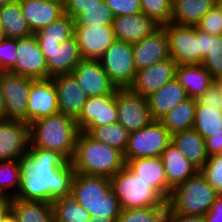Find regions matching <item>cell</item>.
I'll use <instances>...</instances> for the list:
<instances>
[{"label": "cell", "instance_id": "obj_1", "mask_svg": "<svg viewBox=\"0 0 222 222\" xmlns=\"http://www.w3.org/2000/svg\"><path fill=\"white\" fill-rule=\"evenodd\" d=\"M20 188L16 199L45 201L71 195L75 171L56 151L29 147L20 159Z\"/></svg>", "mask_w": 222, "mask_h": 222}, {"label": "cell", "instance_id": "obj_2", "mask_svg": "<svg viewBox=\"0 0 222 222\" xmlns=\"http://www.w3.org/2000/svg\"><path fill=\"white\" fill-rule=\"evenodd\" d=\"M75 173L113 177L125 166L123 153L79 131L72 160Z\"/></svg>", "mask_w": 222, "mask_h": 222}, {"label": "cell", "instance_id": "obj_3", "mask_svg": "<svg viewBox=\"0 0 222 222\" xmlns=\"http://www.w3.org/2000/svg\"><path fill=\"white\" fill-rule=\"evenodd\" d=\"M71 195L92 218L116 222L121 208L111 188L110 178L75 173L71 183Z\"/></svg>", "mask_w": 222, "mask_h": 222}, {"label": "cell", "instance_id": "obj_4", "mask_svg": "<svg viewBox=\"0 0 222 222\" xmlns=\"http://www.w3.org/2000/svg\"><path fill=\"white\" fill-rule=\"evenodd\" d=\"M79 130L74 118L57 113L38 119L30 124V145L56 151L71 161Z\"/></svg>", "mask_w": 222, "mask_h": 222}, {"label": "cell", "instance_id": "obj_5", "mask_svg": "<svg viewBox=\"0 0 222 222\" xmlns=\"http://www.w3.org/2000/svg\"><path fill=\"white\" fill-rule=\"evenodd\" d=\"M110 182L121 210L168 206L167 200L151 183L139 178L126 164Z\"/></svg>", "mask_w": 222, "mask_h": 222}, {"label": "cell", "instance_id": "obj_6", "mask_svg": "<svg viewBox=\"0 0 222 222\" xmlns=\"http://www.w3.org/2000/svg\"><path fill=\"white\" fill-rule=\"evenodd\" d=\"M219 194L198 172L176 186L167 200L169 208L183 215L204 216Z\"/></svg>", "mask_w": 222, "mask_h": 222}, {"label": "cell", "instance_id": "obj_7", "mask_svg": "<svg viewBox=\"0 0 222 222\" xmlns=\"http://www.w3.org/2000/svg\"><path fill=\"white\" fill-rule=\"evenodd\" d=\"M170 143V132L159 120H153L144 128L130 132L127 148L123 154L125 163L135 158L161 157Z\"/></svg>", "mask_w": 222, "mask_h": 222}, {"label": "cell", "instance_id": "obj_8", "mask_svg": "<svg viewBox=\"0 0 222 222\" xmlns=\"http://www.w3.org/2000/svg\"><path fill=\"white\" fill-rule=\"evenodd\" d=\"M103 69L117 88H129L135 81L132 44L115 40L99 59Z\"/></svg>", "mask_w": 222, "mask_h": 222}, {"label": "cell", "instance_id": "obj_9", "mask_svg": "<svg viewBox=\"0 0 222 222\" xmlns=\"http://www.w3.org/2000/svg\"><path fill=\"white\" fill-rule=\"evenodd\" d=\"M168 36L171 58L179 64H201L200 30L196 26L176 25L162 26Z\"/></svg>", "mask_w": 222, "mask_h": 222}, {"label": "cell", "instance_id": "obj_10", "mask_svg": "<svg viewBox=\"0 0 222 222\" xmlns=\"http://www.w3.org/2000/svg\"><path fill=\"white\" fill-rule=\"evenodd\" d=\"M31 78L0 71V86L4 96L5 115L8 120L27 123V107Z\"/></svg>", "mask_w": 222, "mask_h": 222}, {"label": "cell", "instance_id": "obj_11", "mask_svg": "<svg viewBox=\"0 0 222 222\" xmlns=\"http://www.w3.org/2000/svg\"><path fill=\"white\" fill-rule=\"evenodd\" d=\"M115 98L118 122L129 133L138 131L153 121L147 97L134 93L130 88H118Z\"/></svg>", "mask_w": 222, "mask_h": 222}, {"label": "cell", "instance_id": "obj_12", "mask_svg": "<svg viewBox=\"0 0 222 222\" xmlns=\"http://www.w3.org/2000/svg\"><path fill=\"white\" fill-rule=\"evenodd\" d=\"M78 130L89 133L94 127L118 122L115 94L87 97L75 119Z\"/></svg>", "mask_w": 222, "mask_h": 222}, {"label": "cell", "instance_id": "obj_13", "mask_svg": "<svg viewBox=\"0 0 222 222\" xmlns=\"http://www.w3.org/2000/svg\"><path fill=\"white\" fill-rule=\"evenodd\" d=\"M31 79L50 78L46 58L40 49L35 34L17 39V59L9 71Z\"/></svg>", "mask_w": 222, "mask_h": 222}, {"label": "cell", "instance_id": "obj_14", "mask_svg": "<svg viewBox=\"0 0 222 222\" xmlns=\"http://www.w3.org/2000/svg\"><path fill=\"white\" fill-rule=\"evenodd\" d=\"M59 113L56 86L52 77L32 79L29 86L27 123Z\"/></svg>", "mask_w": 222, "mask_h": 222}, {"label": "cell", "instance_id": "obj_15", "mask_svg": "<svg viewBox=\"0 0 222 222\" xmlns=\"http://www.w3.org/2000/svg\"><path fill=\"white\" fill-rule=\"evenodd\" d=\"M30 145V125L23 121H0V161L17 160L26 155Z\"/></svg>", "mask_w": 222, "mask_h": 222}, {"label": "cell", "instance_id": "obj_16", "mask_svg": "<svg viewBox=\"0 0 222 222\" xmlns=\"http://www.w3.org/2000/svg\"><path fill=\"white\" fill-rule=\"evenodd\" d=\"M71 74L87 97L116 94L118 89L110 80L99 60H82Z\"/></svg>", "mask_w": 222, "mask_h": 222}, {"label": "cell", "instance_id": "obj_17", "mask_svg": "<svg viewBox=\"0 0 222 222\" xmlns=\"http://www.w3.org/2000/svg\"><path fill=\"white\" fill-rule=\"evenodd\" d=\"M74 36L83 60H99L116 40L112 26H74Z\"/></svg>", "mask_w": 222, "mask_h": 222}, {"label": "cell", "instance_id": "obj_18", "mask_svg": "<svg viewBox=\"0 0 222 222\" xmlns=\"http://www.w3.org/2000/svg\"><path fill=\"white\" fill-rule=\"evenodd\" d=\"M132 49L137 71L171 58L168 36L162 26L151 35L132 44Z\"/></svg>", "mask_w": 222, "mask_h": 222}, {"label": "cell", "instance_id": "obj_19", "mask_svg": "<svg viewBox=\"0 0 222 222\" xmlns=\"http://www.w3.org/2000/svg\"><path fill=\"white\" fill-rule=\"evenodd\" d=\"M177 63L169 58L137 71L134 83L129 87L134 93L148 97L166 83L175 79Z\"/></svg>", "mask_w": 222, "mask_h": 222}, {"label": "cell", "instance_id": "obj_20", "mask_svg": "<svg viewBox=\"0 0 222 222\" xmlns=\"http://www.w3.org/2000/svg\"><path fill=\"white\" fill-rule=\"evenodd\" d=\"M160 27L152 18L144 13L114 16L112 28L116 40L135 44L151 35Z\"/></svg>", "mask_w": 222, "mask_h": 222}, {"label": "cell", "instance_id": "obj_21", "mask_svg": "<svg viewBox=\"0 0 222 222\" xmlns=\"http://www.w3.org/2000/svg\"><path fill=\"white\" fill-rule=\"evenodd\" d=\"M56 86L59 113L76 119L87 96L72 74H60L52 77Z\"/></svg>", "mask_w": 222, "mask_h": 222}, {"label": "cell", "instance_id": "obj_22", "mask_svg": "<svg viewBox=\"0 0 222 222\" xmlns=\"http://www.w3.org/2000/svg\"><path fill=\"white\" fill-rule=\"evenodd\" d=\"M41 51L46 58L48 74L51 77L71 74L73 69L83 60L75 36L57 45L56 48L41 49Z\"/></svg>", "mask_w": 222, "mask_h": 222}, {"label": "cell", "instance_id": "obj_23", "mask_svg": "<svg viewBox=\"0 0 222 222\" xmlns=\"http://www.w3.org/2000/svg\"><path fill=\"white\" fill-rule=\"evenodd\" d=\"M161 159L167 178L169 199L172 190L189 177L197 174L199 169L188 161L173 143H170L162 152Z\"/></svg>", "mask_w": 222, "mask_h": 222}, {"label": "cell", "instance_id": "obj_24", "mask_svg": "<svg viewBox=\"0 0 222 222\" xmlns=\"http://www.w3.org/2000/svg\"><path fill=\"white\" fill-rule=\"evenodd\" d=\"M19 1L23 15L33 34L65 14V8L62 5L49 0Z\"/></svg>", "mask_w": 222, "mask_h": 222}, {"label": "cell", "instance_id": "obj_25", "mask_svg": "<svg viewBox=\"0 0 222 222\" xmlns=\"http://www.w3.org/2000/svg\"><path fill=\"white\" fill-rule=\"evenodd\" d=\"M187 98H189L187 91L176 79L166 83L158 91L147 97L153 120H160L176 105Z\"/></svg>", "mask_w": 222, "mask_h": 222}, {"label": "cell", "instance_id": "obj_26", "mask_svg": "<svg viewBox=\"0 0 222 222\" xmlns=\"http://www.w3.org/2000/svg\"><path fill=\"white\" fill-rule=\"evenodd\" d=\"M175 79L187 91L189 98H199L214 82L202 64H179L176 67Z\"/></svg>", "mask_w": 222, "mask_h": 222}, {"label": "cell", "instance_id": "obj_27", "mask_svg": "<svg viewBox=\"0 0 222 222\" xmlns=\"http://www.w3.org/2000/svg\"><path fill=\"white\" fill-rule=\"evenodd\" d=\"M126 165L168 200V183L161 157L130 159Z\"/></svg>", "mask_w": 222, "mask_h": 222}, {"label": "cell", "instance_id": "obj_28", "mask_svg": "<svg viewBox=\"0 0 222 222\" xmlns=\"http://www.w3.org/2000/svg\"><path fill=\"white\" fill-rule=\"evenodd\" d=\"M171 143L199 170L206 163L208 155L205 150V139L196 130L191 129L172 134Z\"/></svg>", "mask_w": 222, "mask_h": 222}, {"label": "cell", "instance_id": "obj_29", "mask_svg": "<svg viewBox=\"0 0 222 222\" xmlns=\"http://www.w3.org/2000/svg\"><path fill=\"white\" fill-rule=\"evenodd\" d=\"M217 0H172L171 23L195 26Z\"/></svg>", "mask_w": 222, "mask_h": 222}, {"label": "cell", "instance_id": "obj_30", "mask_svg": "<svg viewBox=\"0 0 222 222\" xmlns=\"http://www.w3.org/2000/svg\"><path fill=\"white\" fill-rule=\"evenodd\" d=\"M74 20L64 14L35 34L40 49H53L74 36Z\"/></svg>", "mask_w": 222, "mask_h": 222}, {"label": "cell", "instance_id": "obj_31", "mask_svg": "<svg viewBox=\"0 0 222 222\" xmlns=\"http://www.w3.org/2000/svg\"><path fill=\"white\" fill-rule=\"evenodd\" d=\"M10 211L16 222H54L49 202L11 198Z\"/></svg>", "mask_w": 222, "mask_h": 222}, {"label": "cell", "instance_id": "obj_32", "mask_svg": "<svg viewBox=\"0 0 222 222\" xmlns=\"http://www.w3.org/2000/svg\"><path fill=\"white\" fill-rule=\"evenodd\" d=\"M0 24L6 38L19 39L33 34L23 15L19 0L0 7Z\"/></svg>", "mask_w": 222, "mask_h": 222}, {"label": "cell", "instance_id": "obj_33", "mask_svg": "<svg viewBox=\"0 0 222 222\" xmlns=\"http://www.w3.org/2000/svg\"><path fill=\"white\" fill-rule=\"evenodd\" d=\"M201 64L215 79L222 78V34L210 35L200 30Z\"/></svg>", "mask_w": 222, "mask_h": 222}, {"label": "cell", "instance_id": "obj_34", "mask_svg": "<svg viewBox=\"0 0 222 222\" xmlns=\"http://www.w3.org/2000/svg\"><path fill=\"white\" fill-rule=\"evenodd\" d=\"M196 106L197 99L187 98L165 114L159 121L171 135L191 130L194 125Z\"/></svg>", "mask_w": 222, "mask_h": 222}, {"label": "cell", "instance_id": "obj_35", "mask_svg": "<svg viewBox=\"0 0 222 222\" xmlns=\"http://www.w3.org/2000/svg\"><path fill=\"white\" fill-rule=\"evenodd\" d=\"M54 222H90L89 212L72 195L55 199L52 203Z\"/></svg>", "mask_w": 222, "mask_h": 222}, {"label": "cell", "instance_id": "obj_36", "mask_svg": "<svg viewBox=\"0 0 222 222\" xmlns=\"http://www.w3.org/2000/svg\"><path fill=\"white\" fill-rule=\"evenodd\" d=\"M192 129L196 130L204 139L221 132L222 110L201 105L197 101L195 120Z\"/></svg>", "mask_w": 222, "mask_h": 222}, {"label": "cell", "instance_id": "obj_37", "mask_svg": "<svg viewBox=\"0 0 222 222\" xmlns=\"http://www.w3.org/2000/svg\"><path fill=\"white\" fill-rule=\"evenodd\" d=\"M88 134L95 140L116 148L124 154L130 133L117 122L94 127Z\"/></svg>", "mask_w": 222, "mask_h": 222}, {"label": "cell", "instance_id": "obj_38", "mask_svg": "<svg viewBox=\"0 0 222 222\" xmlns=\"http://www.w3.org/2000/svg\"><path fill=\"white\" fill-rule=\"evenodd\" d=\"M114 14L104 0L99 5L87 8L74 19V26H112Z\"/></svg>", "mask_w": 222, "mask_h": 222}, {"label": "cell", "instance_id": "obj_39", "mask_svg": "<svg viewBox=\"0 0 222 222\" xmlns=\"http://www.w3.org/2000/svg\"><path fill=\"white\" fill-rule=\"evenodd\" d=\"M169 206L121 210L116 222H165Z\"/></svg>", "mask_w": 222, "mask_h": 222}, {"label": "cell", "instance_id": "obj_40", "mask_svg": "<svg viewBox=\"0 0 222 222\" xmlns=\"http://www.w3.org/2000/svg\"><path fill=\"white\" fill-rule=\"evenodd\" d=\"M0 187L11 198H14L17 195L20 188L19 159L0 161Z\"/></svg>", "mask_w": 222, "mask_h": 222}, {"label": "cell", "instance_id": "obj_41", "mask_svg": "<svg viewBox=\"0 0 222 222\" xmlns=\"http://www.w3.org/2000/svg\"><path fill=\"white\" fill-rule=\"evenodd\" d=\"M142 13L163 26L171 22L172 0H140Z\"/></svg>", "mask_w": 222, "mask_h": 222}, {"label": "cell", "instance_id": "obj_42", "mask_svg": "<svg viewBox=\"0 0 222 222\" xmlns=\"http://www.w3.org/2000/svg\"><path fill=\"white\" fill-rule=\"evenodd\" d=\"M206 182L222 195V155L213 154L208 156L204 166L199 170Z\"/></svg>", "mask_w": 222, "mask_h": 222}, {"label": "cell", "instance_id": "obj_43", "mask_svg": "<svg viewBox=\"0 0 222 222\" xmlns=\"http://www.w3.org/2000/svg\"><path fill=\"white\" fill-rule=\"evenodd\" d=\"M195 26L210 35L222 34V16L219 7L215 5Z\"/></svg>", "mask_w": 222, "mask_h": 222}, {"label": "cell", "instance_id": "obj_44", "mask_svg": "<svg viewBox=\"0 0 222 222\" xmlns=\"http://www.w3.org/2000/svg\"><path fill=\"white\" fill-rule=\"evenodd\" d=\"M17 59V39L5 38L0 41V71H10Z\"/></svg>", "mask_w": 222, "mask_h": 222}, {"label": "cell", "instance_id": "obj_45", "mask_svg": "<svg viewBox=\"0 0 222 222\" xmlns=\"http://www.w3.org/2000/svg\"><path fill=\"white\" fill-rule=\"evenodd\" d=\"M114 16L142 13L140 0H104Z\"/></svg>", "mask_w": 222, "mask_h": 222}, {"label": "cell", "instance_id": "obj_46", "mask_svg": "<svg viewBox=\"0 0 222 222\" xmlns=\"http://www.w3.org/2000/svg\"><path fill=\"white\" fill-rule=\"evenodd\" d=\"M197 101L201 105L222 110V90L220 85L215 81L199 98H197Z\"/></svg>", "mask_w": 222, "mask_h": 222}, {"label": "cell", "instance_id": "obj_47", "mask_svg": "<svg viewBox=\"0 0 222 222\" xmlns=\"http://www.w3.org/2000/svg\"><path fill=\"white\" fill-rule=\"evenodd\" d=\"M102 0H68L65 8V14L70 16L73 20L83 13L87 8L99 5Z\"/></svg>", "mask_w": 222, "mask_h": 222}, {"label": "cell", "instance_id": "obj_48", "mask_svg": "<svg viewBox=\"0 0 222 222\" xmlns=\"http://www.w3.org/2000/svg\"><path fill=\"white\" fill-rule=\"evenodd\" d=\"M205 222H222V195L213 201L210 210L204 215Z\"/></svg>", "mask_w": 222, "mask_h": 222}, {"label": "cell", "instance_id": "obj_49", "mask_svg": "<svg viewBox=\"0 0 222 222\" xmlns=\"http://www.w3.org/2000/svg\"><path fill=\"white\" fill-rule=\"evenodd\" d=\"M205 150L208 156L213 154L222 155V129L221 132L205 139Z\"/></svg>", "mask_w": 222, "mask_h": 222}, {"label": "cell", "instance_id": "obj_50", "mask_svg": "<svg viewBox=\"0 0 222 222\" xmlns=\"http://www.w3.org/2000/svg\"><path fill=\"white\" fill-rule=\"evenodd\" d=\"M165 222H205L204 216L183 215L173 212L168 207V213Z\"/></svg>", "mask_w": 222, "mask_h": 222}, {"label": "cell", "instance_id": "obj_51", "mask_svg": "<svg viewBox=\"0 0 222 222\" xmlns=\"http://www.w3.org/2000/svg\"><path fill=\"white\" fill-rule=\"evenodd\" d=\"M6 115H5V103H4V96L1 90L0 86V121L5 120Z\"/></svg>", "mask_w": 222, "mask_h": 222}, {"label": "cell", "instance_id": "obj_52", "mask_svg": "<svg viewBox=\"0 0 222 222\" xmlns=\"http://www.w3.org/2000/svg\"><path fill=\"white\" fill-rule=\"evenodd\" d=\"M0 204H11V197L0 187Z\"/></svg>", "mask_w": 222, "mask_h": 222}, {"label": "cell", "instance_id": "obj_53", "mask_svg": "<svg viewBox=\"0 0 222 222\" xmlns=\"http://www.w3.org/2000/svg\"><path fill=\"white\" fill-rule=\"evenodd\" d=\"M10 211V204H0V221Z\"/></svg>", "mask_w": 222, "mask_h": 222}, {"label": "cell", "instance_id": "obj_54", "mask_svg": "<svg viewBox=\"0 0 222 222\" xmlns=\"http://www.w3.org/2000/svg\"><path fill=\"white\" fill-rule=\"evenodd\" d=\"M0 222H16L15 216L9 211Z\"/></svg>", "mask_w": 222, "mask_h": 222}, {"label": "cell", "instance_id": "obj_55", "mask_svg": "<svg viewBox=\"0 0 222 222\" xmlns=\"http://www.w3.org/2000/svg\"><path fill=\"white\" fill-rule=\"evenodd\" d=\"M49 1L56 2L60 5H62L63 7H65L68 3V0H49Z\"/></svg>", "mask_w": 222, "mask_h": 222}, {"label": "cell", "instance_id": "obj_56", "mask_svg": "<svg viewBox=\"0 0 222 222\" xmlns=\"http://www.w3.org/2000/svg\"><path fill=\"white\" fill-rule=\"evenodd\" d=\"M90 222H113L112 220H102V219H97L95 218H91Z\"/></svg>", "mask_w": 222, "mask_h": 222}, {"label": "cell", "instance_id": "obj_57", "mask_svg": "<svg viewBox=\"0 0 222 222\" xmlns=\"http://www.w3.org/2000/svg\"><path fill=\"white\" fill-rule=\"evenodd\" d=\"M6 38L5 34H4V29L0 24V41L4 40Z\"/></svg>", "mask_w": 222, "mask_h": 222}, {"label": "cell", "instance_id": "obj_58", "mask_svg": "<svg viewBox=\"0 0 222 222\" xmlns=\"http://www.w3.org/2000/svg\"><path fill=\"white\" fill-rule=\"evenodd\" d=\"M15 1H17V0H0V7L5 5V4L15 2Z\"/></svg>", "mask_w": 222, "mask_h": 222}, {"label": "cell", "instance_id": "obj_59", "mask_svg": "<svg viewBox=\"0 0 222 222\" xmlns=\"http://www.w3.org/2000/svg\"><path fill=\"white\" fill-rule=\"evenodd\" d=\"M216 5L219 7L220 9V14L222 16V0H217Z\"/></svg>", "mask_w": 222, "mask_h": 222}, {"label": "cell", "instance_id": "obj_60", "mask_svg": "<svg viewBox=\"0 0 222 222\" xmlns=\"http://www.w3.org/2000/svg\"><path fill=\"white\" fill-rule=\"evenodd\" d=\"M221 87V90H222V78H219L217 80H215Z\"/></svg>", "mask_w": 222, "mask_h": 222}]
</instances>
